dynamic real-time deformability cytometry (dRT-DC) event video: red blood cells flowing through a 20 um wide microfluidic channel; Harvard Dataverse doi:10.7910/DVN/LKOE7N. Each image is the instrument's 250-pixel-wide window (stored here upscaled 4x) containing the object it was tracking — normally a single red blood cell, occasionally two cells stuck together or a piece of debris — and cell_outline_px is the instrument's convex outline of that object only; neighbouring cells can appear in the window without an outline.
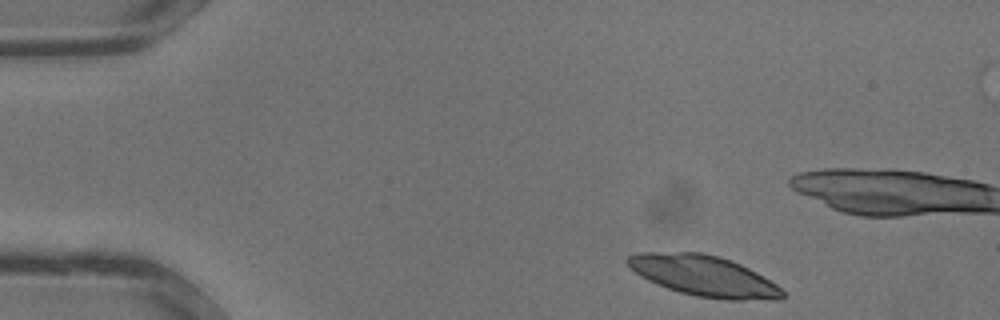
{"species": "common noctule bat (a hibernating species)", "species_latin": "Nyctalus noctula", "temperature_condition": "warm", "stored_images_in_passage": 9, "camera_frame_rate_fps": 3000, "um_per_image_px": 0.085, "animal": {"sex": "male", "body_mass_g": 13.3}, "frame": {"image": 1, "passage_image": 1, "time_ms": 0.0, "image_size_px": [1000, 320], "cell_outline_px": [[784, 296], [780, 300], [728, 300], [696, 296], [680, 292], [668, 288], [648, 280], [640, 276], [624, 260], [628, 256], [640, 252], [704, 252], [720, 256], [732, 260], [764, 276], [776, 284], [784, 292]], "centroid_in_image_um": [59.85, 23.44], "position_along_channel_um": 25.1, "area_um2": 36.82}}